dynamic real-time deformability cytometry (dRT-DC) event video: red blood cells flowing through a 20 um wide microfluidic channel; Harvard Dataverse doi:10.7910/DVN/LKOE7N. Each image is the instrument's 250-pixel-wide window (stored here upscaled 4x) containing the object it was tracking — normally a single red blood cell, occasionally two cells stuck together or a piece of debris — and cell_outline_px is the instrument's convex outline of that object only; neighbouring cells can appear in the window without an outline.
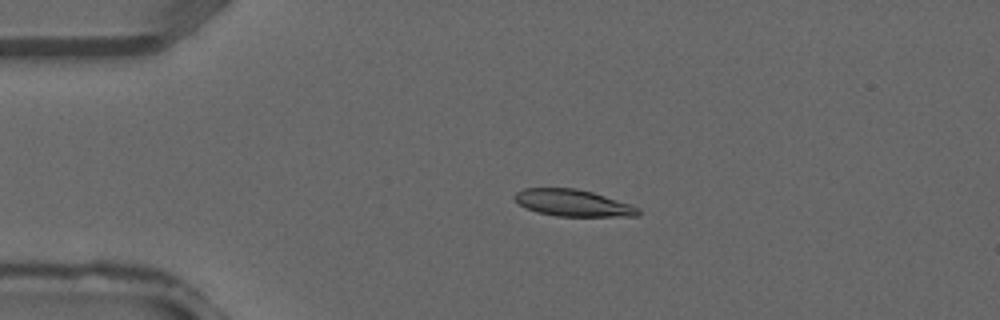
{"species": "common noctule bat (a hibernating species)", "species_latin": "Nyctalus noctula", "temperature_condition": "warm", "stored_images_in_passage": 28, "camera_frame_rate_fps": 3000, "um_per_image_px": 0.085, "animal": {"sex": "male", "forearm_length_mm": 52.5}, "frame": {"image": 1, "passage_image": 3, "time_ms": 0.667, "image_size_px": [1000, 320], "cell_outline_px": [[640, 216], [556, 216], [536, 212], [520, 204], [512, 196], [516, 192], [524, 188], [576, 188], [592, 192], [640, 208]], "centroid_in_image_um": [48.68, 17.25], "position_along_channel_um": 36.3, "area_um2": 19.07}}
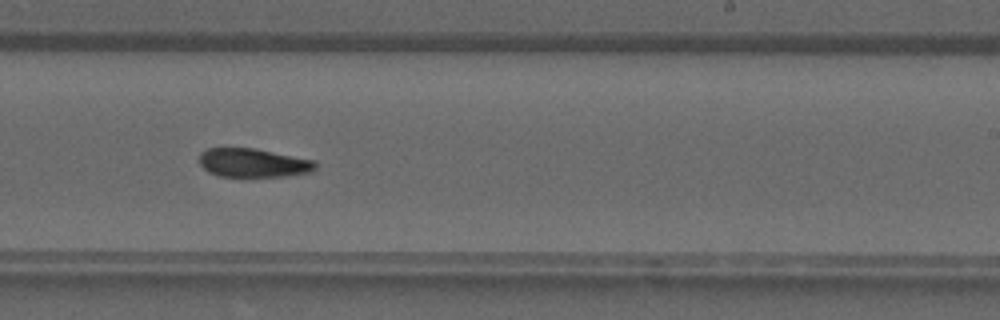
{"frame": {"image": 2, "passage_image": 18, "time_ms": 5.667, "image_size_px": [1000, 320], "cell_outline_px": [[316, 168], [312, 172], [284, 176], [220, 176], [208, 172], [200, 164], [200, 152], [208, 148], [256, 148], [316, 160]], "centroid_in_image_um": [21.55, 13.83], "position_along_channel_um": 267.4, "area_um2": 19.54}}
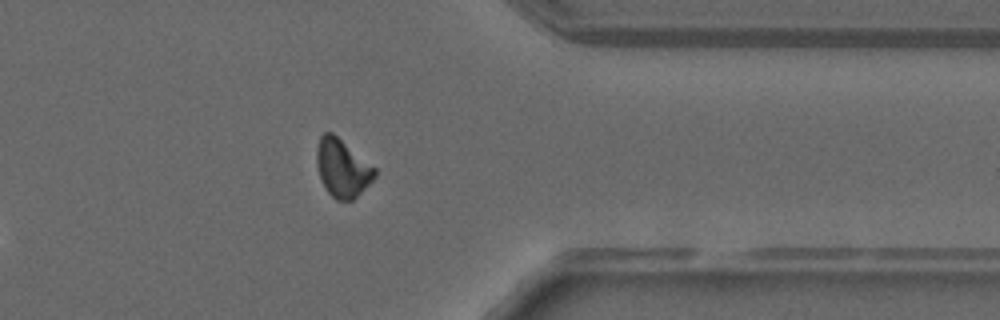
{"frame": {"image": 3, "passage_image": 25, "time_ms": 8.0, "image_size_px": [1000, 320], "cell_outline_px": [[376, 176], [352, 200], [336, 200], [328, 192], [320, 180], [316, 164], [316, 148], [320, 136], [324, 132], [332, 132], [376, 168]], "centroid_in_image_um": [29.06, 14.27], "position_along_channel_um": 382.3, "area_um2": 19.48}}